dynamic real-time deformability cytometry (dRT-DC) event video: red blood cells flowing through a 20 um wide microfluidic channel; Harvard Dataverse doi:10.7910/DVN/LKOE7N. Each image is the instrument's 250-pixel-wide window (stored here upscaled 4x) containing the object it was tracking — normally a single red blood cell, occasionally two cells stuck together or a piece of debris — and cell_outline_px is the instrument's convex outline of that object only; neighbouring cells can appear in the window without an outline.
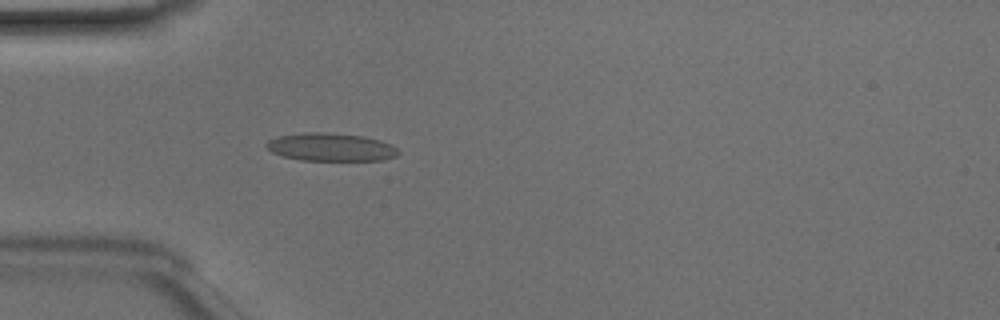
{"species": "Egyptian fruit bat (a non-hibernating species)", "species_latin": "Rousettus aegyptiacus", "temperature_condition": "room temperature", "stored_images_in_passage": 39, "camera_frame_rate_fps": 3000, "um_per_image_px": 0.085, "animal": {"sex": "male"}, "frame": {"image": 1, "passage_image": 7, "time_ms": 2.0, "image_size_px": [1000, 320], "cell_outline_px": [[400, 152], [396, 156], [384, 160], [300, 160], [284, 156], [272, 152], [264, 144], [268, 140], [280, 136], [304, 132], [324, 132], [364, 136], [380, 140], [392, 144]], "centroid_in_image_um": [28.14, 12.5], "position_along_channel_um": 56.9, "area_um2": 21.5}}
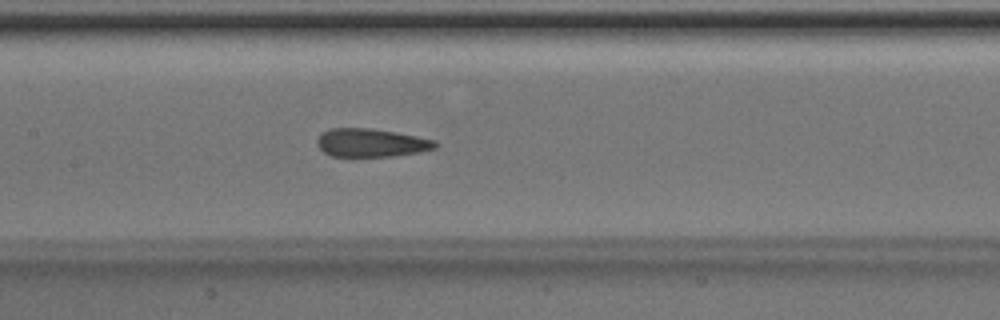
{"frame": {"image": 2, "passage_image": 16, "time_ms": 5.0, "image_size_px": [1000, 320], "cell_outline_px": [[440, 144], [436, 148], [420, 152], [392, 156], [352, 160], [332, 156], [324, 152], [316, 144], [316, 140], [320, 132], [328, 128], [372, 128], [396, 132], [436, 140]], "centroid_in_image_um": [31.5, 12.17], "position_along_channel_um": 175.9, "area_um2": 20.58}}
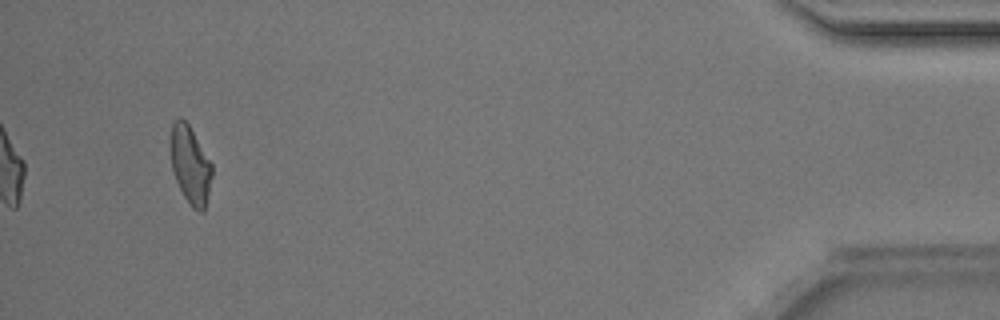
{"frame": {"image": 3, "passage_image": 39, "time_ms": 12.667, "image_size_px": [1000, 320], "cell_outline_px": [[212, 176], [204, 212], [200, 212], [192, 208], [184, 196], [176, 180], [172, 168], [172, 124], [180, 116], [188, 124], [212, 164]], "centroid_in_image_um": [16.2, 14.06], "position_along_channel_um": 419.0, "area_um2": 18.21}, "authors_computed_cell_mechanics": {"area_um2": 20.1144, "velocity_mm_per_s": 4.1341, "shape_relaxation_time_tau1_ms": 8.7824, "shape_relaxation_time_tau2_ms": 2.197, "deformation_change_tau1": 0.1729, "deformation_change_tau2": 0.0854}}